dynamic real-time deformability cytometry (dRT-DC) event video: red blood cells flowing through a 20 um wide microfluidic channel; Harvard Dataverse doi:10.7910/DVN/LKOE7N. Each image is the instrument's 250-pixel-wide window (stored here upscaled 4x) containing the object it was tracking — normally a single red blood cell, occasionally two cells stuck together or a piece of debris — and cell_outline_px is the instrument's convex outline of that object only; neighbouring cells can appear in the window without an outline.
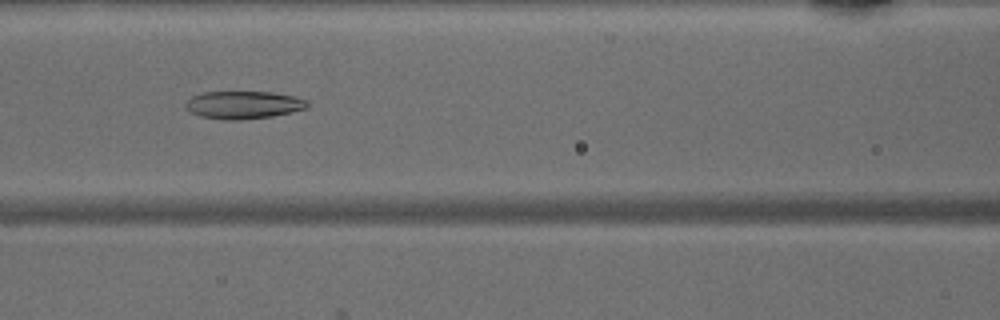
{"species": "common noctule bat (a hibernating species)", "species_latin": "Nyctalus noctula", "temperature_condition": "warm", "stored_images_in_passage": 38, "camera_frame_rate_fps": 3000, "um_per_image_px": 0.085, "animal": {"sex": "male", "body_mass_g": 15.6}, "frame": {"image": 1, "passage_image": 12, "time_ms": 3.667, "image_size_px": [1000, 320], "cell_outline_px": [[308, 108], [292, 112], [272, 116], [240, 120], [232, 120], [200, 116], [192, 112], [184, 104], [192, 96], [204, 92], [272, 92], [292, 96], [304, 100], [308, 104]], "centroid_in_image_um": [20.7, 8.91], "position_along_channel_um": 145.9, "area_um2": 19.36}}
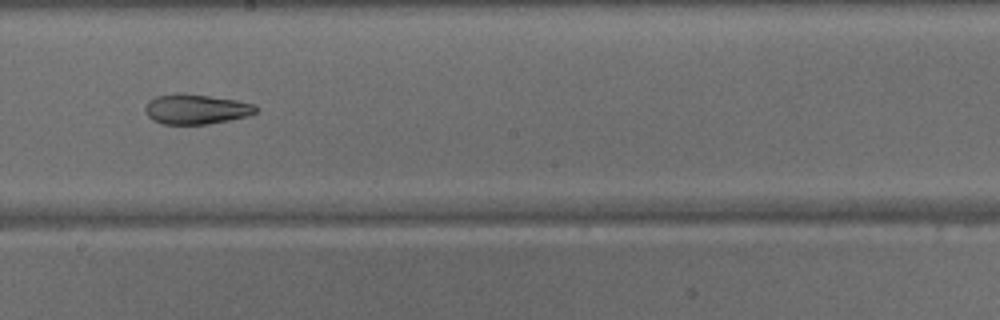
{"frame": {"image": 2, "passage_image": 18, "time_ms": 5.667, "image_size_px": [1000, 320], "cell_outline_px": [[256, 112], [248, 116], [208, 124], [160, 124], [152, 120], [144, 112], [144, 108], [148, 100], [156, 96], [176, 92], [208, 96], [236, 100], [252, 104], [256, 108]], "centroid_in_image_um": [16.58, 9.28], "position_along_channel_um": 231.6, "area_um2": 19.36}}
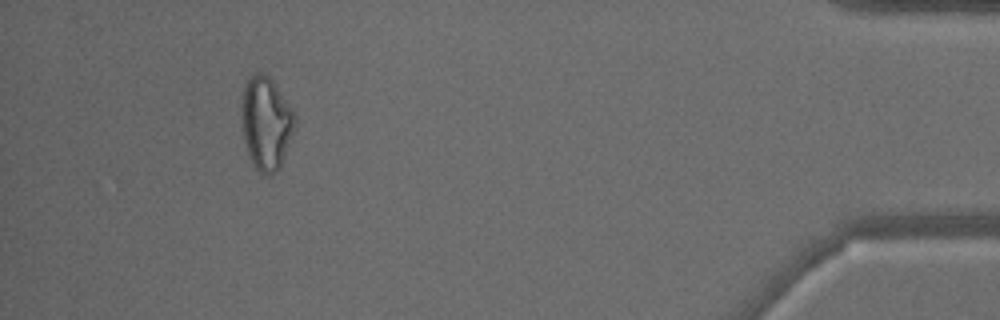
{"frame": {"image": 3, "passage_image": 35, "time_ms": 11.333, "image_size_px": [1000, 320], "cell_outline_px": [[296, 128], [280, 168], [276, 172], [268, 176], [260, 172], [256, 168], [248, 152], [244, 136], [244, 88], [248, 80], [256, 72], [260, 72], [268, 76], [272, 80], [296, 116]], "centroid_in_image_um": [22.69, 10.51], "position_along_channel_um": 412.5, "area_um2": 28.03}}